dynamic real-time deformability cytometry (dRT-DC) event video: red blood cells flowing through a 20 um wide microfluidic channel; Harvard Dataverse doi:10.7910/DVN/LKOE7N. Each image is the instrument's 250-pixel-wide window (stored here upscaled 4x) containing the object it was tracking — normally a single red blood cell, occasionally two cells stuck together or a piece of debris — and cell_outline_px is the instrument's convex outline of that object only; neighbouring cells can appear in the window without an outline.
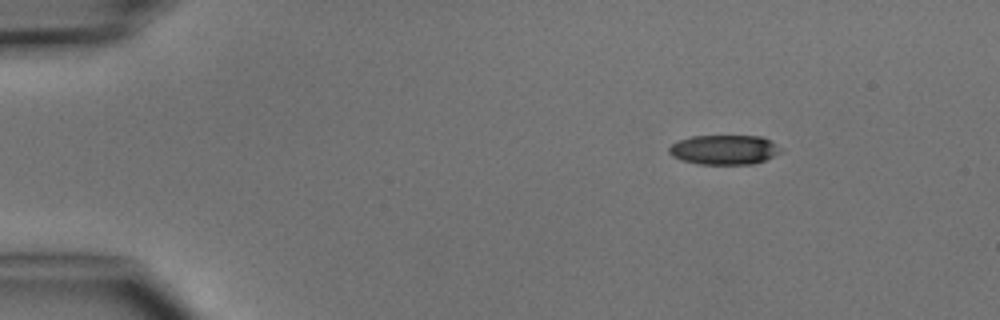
{"species": "common noctule bat (a hibernating species)", "species_latin": "Nyctalus noctula", "temperature_condition": "cold", "stored_images_in_passage": 4, "camera_frame_rate_fps": 3000, "um_per_image_px": 0.085, "animal": {"sex": "male", "body_mass_g": 15.6}, "frame": {"image": 1, "passage_image": 2, "time_ms": 1.0, "image_size_px": [1000, 320], "cell_outline_px": [[784, 152], [764, 160], [752, 164], [700, 164], [680, 160], [672, 156], [668, 152], [668, 148], [672, 144], [680, 140], [692, 136], [760, 136], [784, 148]], "centroid_in_image_um": [61.58, 12.73], "position_along_channel_um": 23.4, "area_um2": 19.36}}
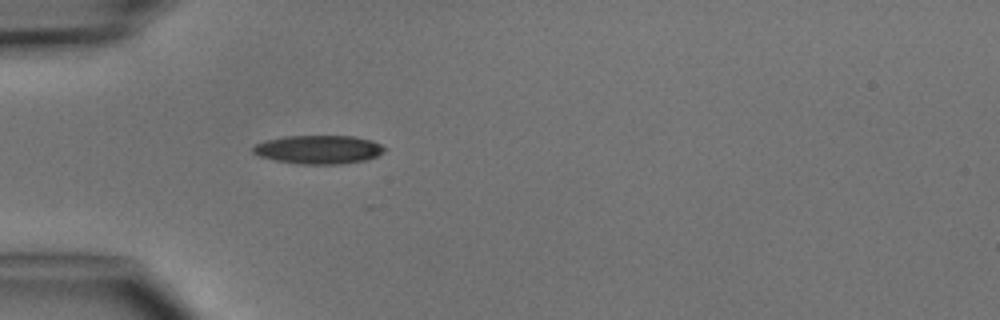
{"frame": {"image": 2, "passage_image": 4, "time_ms": 3.667, "image_size_px": [1000, 320], "cell_outline_px": [[388, 148], [384, 152], [368, 160], [340, 164], [300, 164], [276, 160], [260, 156], [252, 152], [252, 148], [256, 144], [264, 140], [284, 136], [352, 136], [372, 140]], "centroid_in_image_um": [27.11, 12.71], "position_along_channel_um": 57.9, "area_um2": 22.02}}